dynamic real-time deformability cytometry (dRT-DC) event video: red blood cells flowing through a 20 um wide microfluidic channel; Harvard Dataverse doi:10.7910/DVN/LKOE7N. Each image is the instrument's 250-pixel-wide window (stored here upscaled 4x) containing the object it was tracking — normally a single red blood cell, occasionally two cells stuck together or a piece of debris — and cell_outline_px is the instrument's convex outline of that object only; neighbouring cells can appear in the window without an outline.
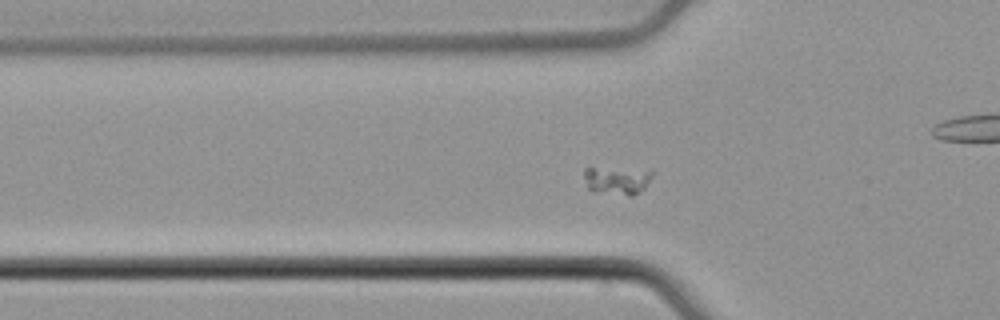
{"species": "common noctule bat (a hibernating species)", "species_latin": "Nyctalus noctula", "temperature_condition": "cold", "stored_images_in_passage": 54, "camera_frame_rate_fps": 3000, "um_per_image_px": 0.085, "animal": {"sex": "male", "body_mass_g": 21.5, "forearm_length_mm": 52.0}, "frame": {"image": 1, "passage_image": 17, "time_ms": 5.333, "image_size_px": [1000, 320], "cell_outline_px": [[652, 176], [644, 188], [632, 196], [628, 196], [592, 192], [588, 188], [584, 176], [584, 168], [652, 168]], "centroid_in_image_um": [52.48, 15.32], "position_along_channel_um": 73.3, "area_um2": 11.5}}
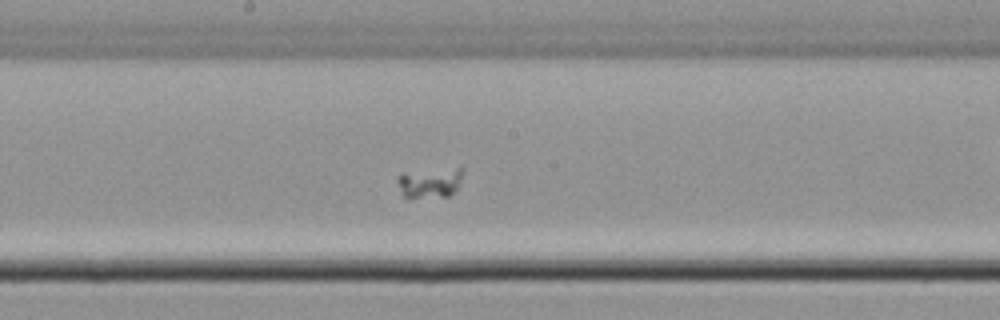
{"frame": {"image": 2, "passage_image": 28, "time_ms": 9.0, "image_size_px": [1000, 320], "cell_outline_px": [[464, 168], [460, 184], [448, 196], [408, 200], [404, 196], [396, 180], [400, 176], [456, 168]], "centroid_in_image_um": [36.58, 15.62], "position_along_channel_um": 211.6, "area_um2": 10.92}}
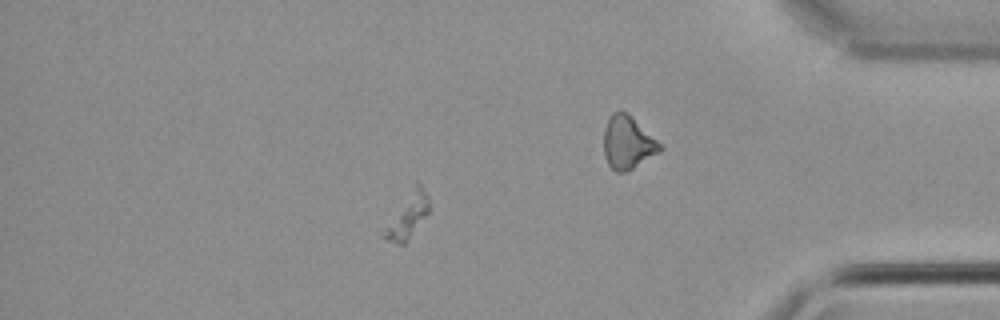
{"frame": {"image": 3, "passage_image": 46, "time_ms": 15.0, "image_size_px": [1000, 320], "cell_outline_px": [[428, 212], [404, 244], [396, 244], [384, 240], [384, 228], [416, 180], [420, 184], [428, 196]], "centroid_in_image_um": [34.63, 18.33], "position_along_channel_um": 400.6, "area_um2": 11.21}}